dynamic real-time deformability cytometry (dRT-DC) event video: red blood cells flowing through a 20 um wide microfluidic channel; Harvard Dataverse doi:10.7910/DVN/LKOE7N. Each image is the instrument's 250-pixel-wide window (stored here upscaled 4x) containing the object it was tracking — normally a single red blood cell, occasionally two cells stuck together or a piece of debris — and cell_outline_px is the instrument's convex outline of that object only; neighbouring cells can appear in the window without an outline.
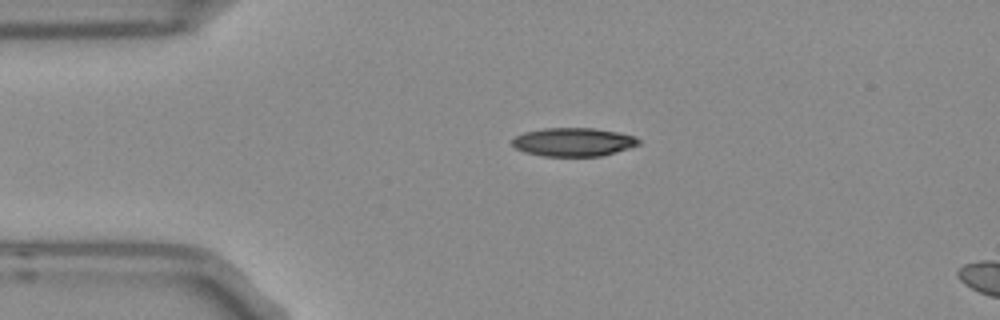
{"species": "Egyptian fruit bat (a non-hibernating species)", "species_latin": "Rousettus aegyptiacus", "temperature_condition": "room temperature", "stored_images_in_passage": 5, "camera_frame_rate_fps": 3000, "um_per_image_px": 0.085, "frame": {"image": 1, "passage_image": 5, "time_ms": 1.333, "image_size_px": [1000, 320], "cell_outline_px": [[640, 144], [628, 148], [600, 156], [544, 156], [524, 152], [516, 148], [512, 144], [512, 140], [516, 136], [524, 132], [544, 128], [592, 128], [616, 132], [636, 136], [640, 140]], "centroid_in_image_um": [48.73, 12.07], "position_along_channel_um": 36.3, "area_um2": 20.87}}